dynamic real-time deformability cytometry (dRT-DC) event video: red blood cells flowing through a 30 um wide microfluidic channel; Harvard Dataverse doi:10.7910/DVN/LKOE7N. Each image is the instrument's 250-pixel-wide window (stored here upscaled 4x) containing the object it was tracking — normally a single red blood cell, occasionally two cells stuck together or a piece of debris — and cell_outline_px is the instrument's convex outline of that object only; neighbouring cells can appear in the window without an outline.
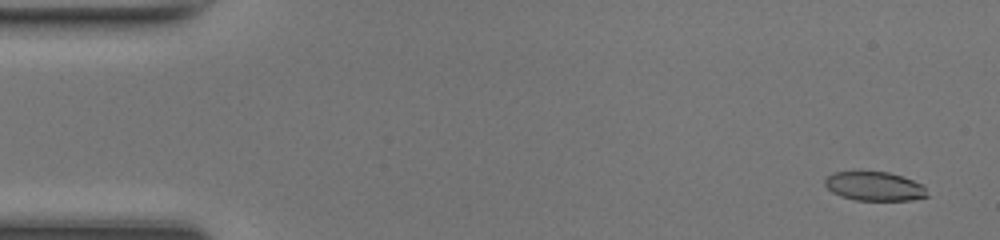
{"species": "common noctule bat (a hibernating species)", "species_latin": "Nyctalus noctula", "temperature_condition": "room temperature", "stored_images_in_passage": 49, "camera_frame_rate_fps": 3000, "um_per_image_px": 0.085, "animal": {"sex": "female", "body_mass_g": 17.0, "forearm_length_mm": 48.0}, "frame": {"image": 1, "passage_image": 3, "time_ms": 0.667, "image_size_px": [1000, 240], "cell_outline_px": [[928, 196], [912, 200], [856, 200], [840, 196], [832, 192], [824, 184], [824, 180], [832, 172], [888, 172], [924, 184]], "centroid_in_image_um": [74.33, 15.84], "position_along_channel_um": 10.7, "area_um2": 17.22}}
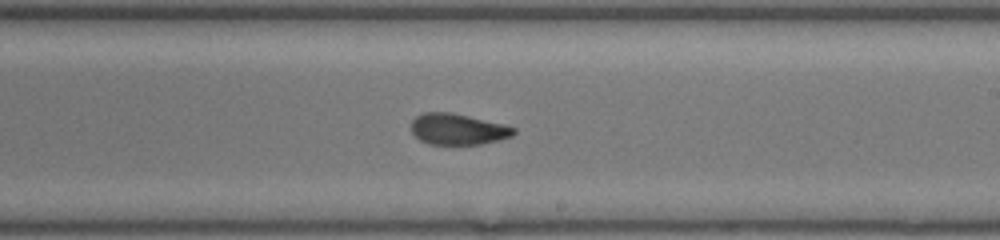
{"frame": {"image": 2, "passage_image": 29, "time_ms": 9.333, "image_size_px": [1000, 240], "cell_outline_px": [[516, 132], [512, 136], [500, 140], [480, 144], [428, 144], [420, 140], [412, 132], [412, 120], [416, 116], [424, 112], [448, 112], [468, 116], [504, 124], [516, 128]], "centroid_in_image_um": [38.93, 10.98], "position_along_channel_um": 250.1, "area_um2": 18.5}}
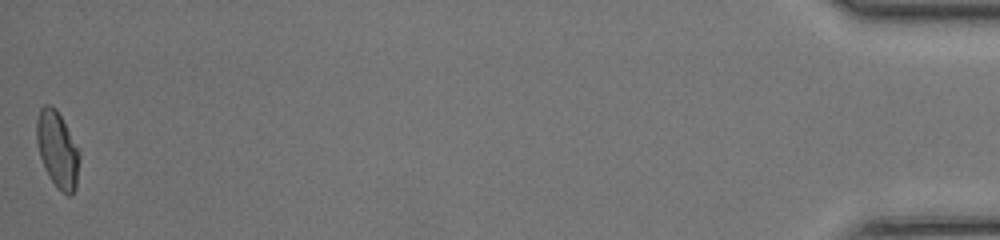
{"frame": {"image": 3, "passage_image": 49, "time_ms": 16.0, "image_size_px": [1000, 240], "cell_outline_px": [[80, 160], [76, 188], [72, 196], [68, 196], [60, 192], [56, 188], [44, 168], [40, 156], [36, 140], [36, 120], [40, 108], [44, 104], [48, 104], [56, 108], [80, 148]], "centroid_in_image_um": [4.91, 12.73], "position_along_channel_um": 430.3, "area_um2": 19.65}, "authors_computed_cell_mechanics": {"area_um2": 18.9584, "velocity_mm_per_s": 4.2862, "shape_relaxation_time_tau1_ms": 5.9773, "shape_relaxation_time_tau2_ms": 1.3055, "deformation_change_tau1": 0.2041, "deformation_change_tau2": 0.0749}}